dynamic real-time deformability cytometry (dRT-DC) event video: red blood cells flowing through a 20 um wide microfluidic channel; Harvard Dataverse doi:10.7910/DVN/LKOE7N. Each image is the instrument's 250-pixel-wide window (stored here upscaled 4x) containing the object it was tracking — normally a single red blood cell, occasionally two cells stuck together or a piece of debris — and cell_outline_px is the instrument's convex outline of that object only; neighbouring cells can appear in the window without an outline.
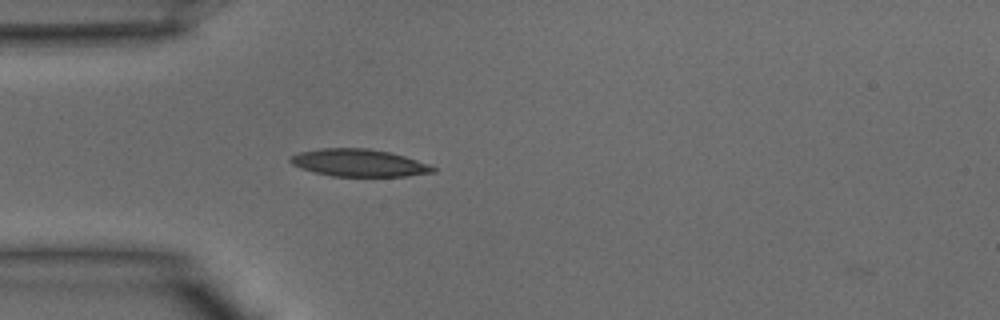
{"species": "common noctule bat (a hibernating species)", "species_latin": "Nyctalus noctula", "temperature_condition": "warm", "stored_images_in_passage": 5, "camera_frame_rate_fps": 3000, "um_per_image_px": 0.085, "animal": {"sex": "male", "body_mass_g": 15.6}, "frame": {"image": 1, "passage_image": 4, "time_ms": 1.0, "image_size_px": [1000, 320], "cell_outline_px": [[436, 172], [404, 176], [332, 176], [300, 168], [292, 164], [288, 160], [288, 156], [296, 152], [320, 148], [368, 148], [392, 152], [428, 164], [436, 168]], "centroid_in_image_um": [30.46, 13.83], "position_along_channel_um": 54.5, "area_um2": 22.89}}